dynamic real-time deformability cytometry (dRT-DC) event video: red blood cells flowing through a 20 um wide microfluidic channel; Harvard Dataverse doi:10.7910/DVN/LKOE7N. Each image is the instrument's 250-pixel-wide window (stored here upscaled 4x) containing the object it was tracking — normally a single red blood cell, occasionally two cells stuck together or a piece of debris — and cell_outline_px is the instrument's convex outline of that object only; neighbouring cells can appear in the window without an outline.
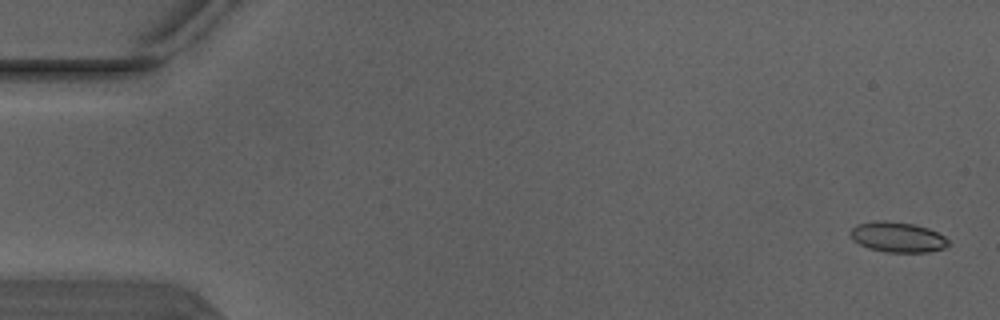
{"species": "Egyptian fruit bat (a non-hibernating species)", "species_latin": "Rousettus aegyptiacus", "temperature_condition": "warm", "stored_images_in_passage": 6, "camera_frame_rate_fps": 3000, "um_per_image_px": 0.085, "animal": {"sex": "male"}, "frame": {"image": 1, "passage_image": 1, "time_ms": 0.0, "image_size_px": [1000, 320], "cell_outline_px": [[948, 244], [944, 248], [928, 252], [888, 252], [868, 248], [852, 240], [848, 236], [848, 232], [852, 228], [860, 224], [876, 220], [884, 220], [916, 224], [928, 228], [944, 236], [948, 240]], "centroid_in_image_um": [76.26, 20.15], "position_along_channel_um": 8.7, "area_um2": 17.34}}
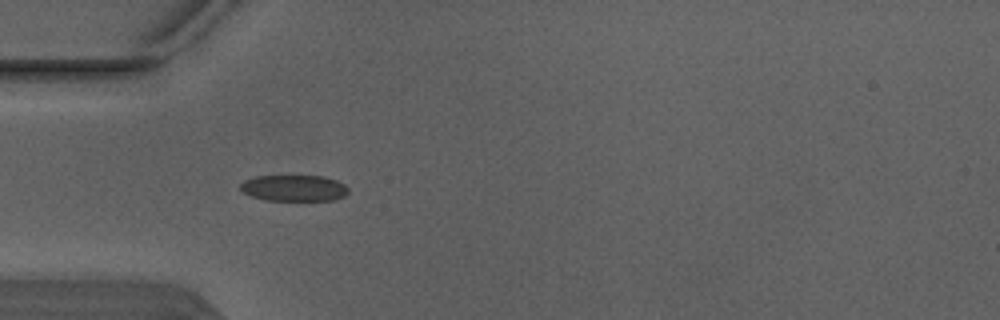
{"frame": {"image": 2, "passage_image": 5, "time_ms": 1.333, "image_size_px": [1000, 320], "cell_outline_px": [[348, 192], [344, 196], [336, 200], [264, 200], [252, 196], [244, 192], [240, 188], [240, 184], [244, 180], [256, 176], [324, 176], [336, 180], [344, 184], [348, 188]], "centroid_in_image_um": [25.0, 15.98], "position_along_channel_um": 60.0, "area_um2": 16.47}}
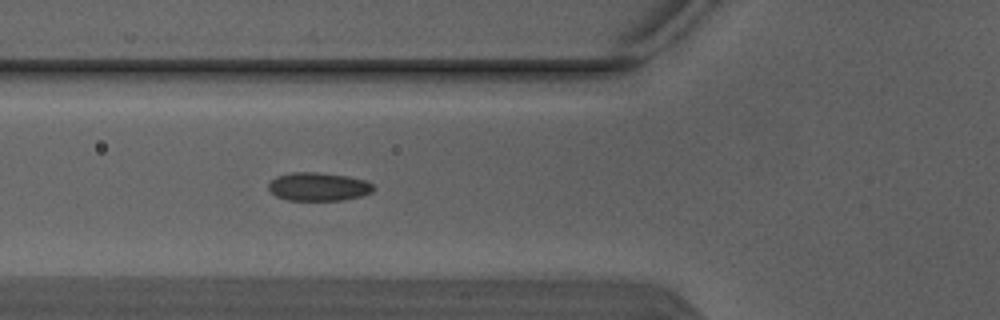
{"frame": {"image": 3, "passage_image": 6, "time_ms": 1.667, "image_size_px": [1000, 320], "cell_outline_px": [[376, 188], [372, 192], [364, 196], [344, 200], [288, 200], [276, 196], [268, 188], [268, 184], [276, 176], [292, 172], [320, 172], [348, 176], [368, 180]], "centroid_in_image_um": [27.12, 15.86], "position_along_channel_um": 98.7, "area_um2": 17.63}}